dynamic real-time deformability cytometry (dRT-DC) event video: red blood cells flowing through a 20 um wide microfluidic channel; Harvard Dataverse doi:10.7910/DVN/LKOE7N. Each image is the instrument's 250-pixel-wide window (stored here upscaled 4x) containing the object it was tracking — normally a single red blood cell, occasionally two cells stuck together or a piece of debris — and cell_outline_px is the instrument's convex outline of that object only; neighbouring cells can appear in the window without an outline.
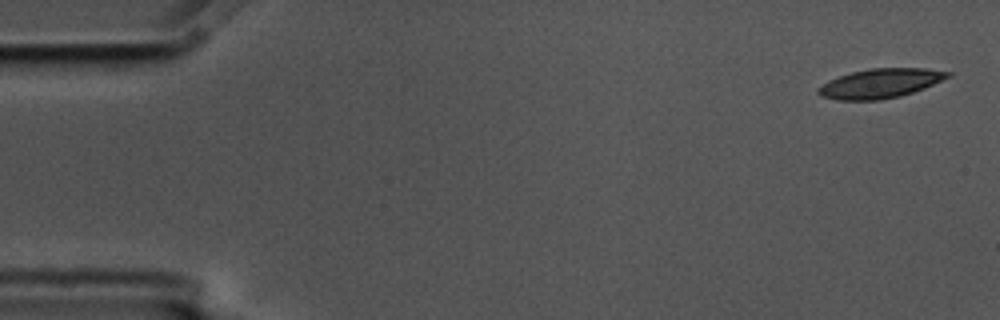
{"species": "common noctule bat (a hibernating species)", "species_latin": "Nyctalus noctula", "temperature_condition": "cold", "stored_images_in_passage": 6, "camera_frame_rate_fps": 3000, "um_per_image_px": 0.085, "animal": {"sex": "male", "body_mass_g": 17.5, "forearm_length_mm": 52.3}, "frame": {"image": 1, "passage_image": 1, "time_ms": 0.0, "image_size_px": [1000, 320], "cell_outline_px": [[952, 76], [924, 88], [900, 96], [880, 100], [836, 100], [820, 96], [816, 92], [816, 88], [828, 80], [852, 72], [868, 68], [928, 68], [952, 72]], "centroid_in_image_um": [74.81, 7.08], "position_along_channel_um": 10.2, "area_um2": 22.37}}